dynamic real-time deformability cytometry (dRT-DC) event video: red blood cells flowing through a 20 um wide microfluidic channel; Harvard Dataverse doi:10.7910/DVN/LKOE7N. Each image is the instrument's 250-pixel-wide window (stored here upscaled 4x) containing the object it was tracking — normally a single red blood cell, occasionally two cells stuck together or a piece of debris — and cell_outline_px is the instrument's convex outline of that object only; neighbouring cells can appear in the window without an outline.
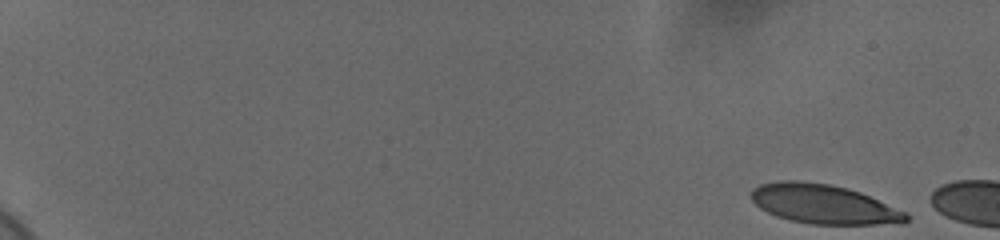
{"species": "human", "species_latin": "Homo sapiens", "temperature_condition": "cold", "stored_images_in_passage": 17, "camera_frame_rate_fps": 3000, "um_per_image_px": 0.085, "donor": {"sex": "female"}, "frame": {"image": 1, "passage_image": 1, "time_ms": 0.0, "image_size_px": [1000, 240], "cell_outline_px": [[908, 220], [904, 224], [812, 224], [792, 220], [776, 216], [760, 208], [748, 196], [752, 188], [760, 184], [780, 180], [800, 180], [828, 184], [848, 188], [860, 192], [908, 212]], "centroid_in_image_um": [70.02, 17.34], "position_along_channel_um": 15.0, "area_um2": 35.78}}
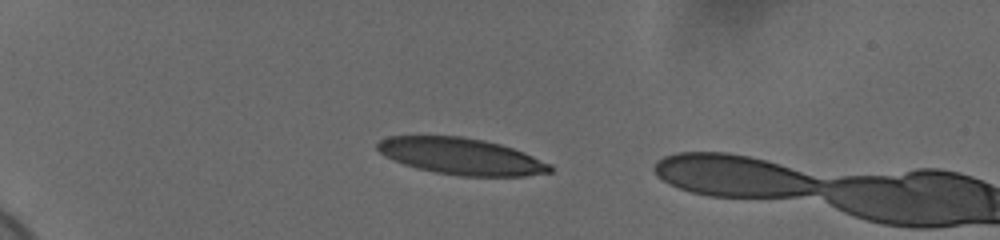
{"frame": {"image": 2, "passage_image": 15, "time_ms": 4.667, "image_size_px": [1000, 240], "cell_outline_px": [[552, 172], [524, 176], [460, 176], [436, 172], [416, 168], [404, 164], [384, 156], [376, 148], [376, 144], [380, 140], [388, 136], [460, 136], [484, 140], [500, 144], [524, 152], [552, 164]], "centroid_in_image_um": [39.21, 13.29], "position_along_channel_um": 45.8, "area_um2": 36.82}}